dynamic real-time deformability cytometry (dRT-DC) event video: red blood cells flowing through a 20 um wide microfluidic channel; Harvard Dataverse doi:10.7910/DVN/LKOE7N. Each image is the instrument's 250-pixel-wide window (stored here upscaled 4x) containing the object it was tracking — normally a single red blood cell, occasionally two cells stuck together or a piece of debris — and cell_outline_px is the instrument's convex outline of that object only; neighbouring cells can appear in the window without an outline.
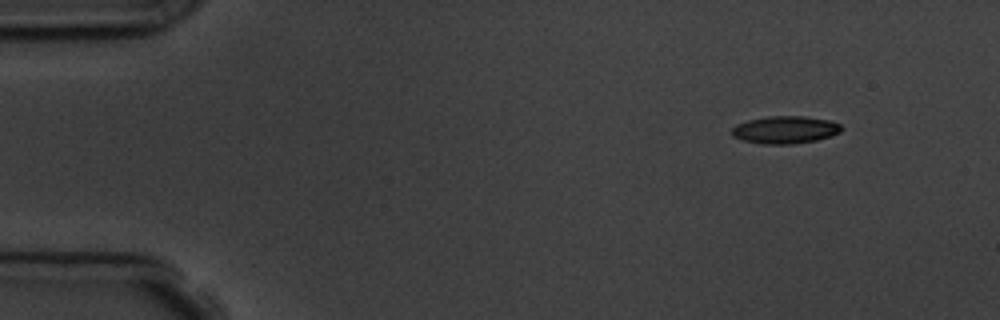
{"species": "common noctule bat (a hibernating species)", "species_latin": "Nyctalus noctula", "temperature_condition": "room temperature", "stored_images_in_passage": 4, "camera_frame_rate_fps": 3000, "um_per_image_px": 0.085, "animal": {"sex": "male", "body_mass_g": 19.5, "forearm_length_mm": 54.6}, "frame": {"image": 1, "passage_image": 1, "time_ms": 0.0, "image_size_px": [1000, 320], "cell_outline_px": [[844, 128], [840, 132], [816, 140], [792, 144], [764, 144], [744, 140], [732, 136], [732, 128], [736, 124], [748, 120], [768, 116], [804, 116], [832, 120], [840, 124]], "centroid_in_image_um": [66.75, 11.02], "position_along_channel_um": 18.2, "area_um2": 17.57}}